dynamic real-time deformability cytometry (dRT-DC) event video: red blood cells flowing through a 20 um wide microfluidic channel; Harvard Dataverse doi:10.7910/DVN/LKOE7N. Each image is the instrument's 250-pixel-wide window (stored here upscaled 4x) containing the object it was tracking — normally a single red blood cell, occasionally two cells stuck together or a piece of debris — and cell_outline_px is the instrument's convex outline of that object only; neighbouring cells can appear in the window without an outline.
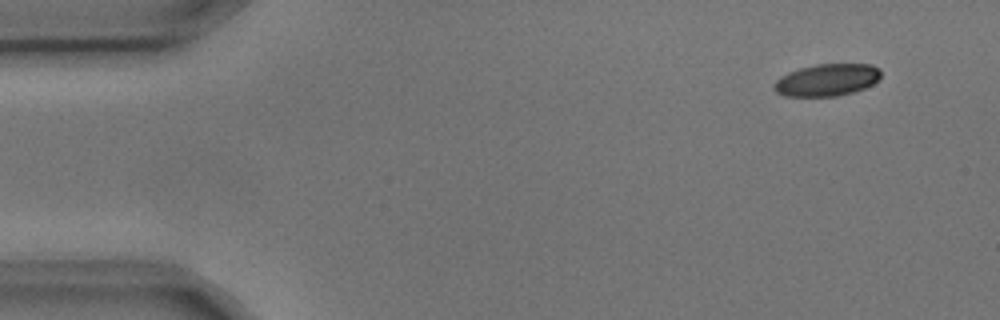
{"species": "common noctule bat (a hibernating species)", "species_latin": "Nyctalus noctula", "temperature_condition": "cold", "stored_images_in_passage": 4, "camera_frame_rate_fps": 3000, "um_per_image_px": 0.085, "animal": {"sex": "male", "body_mass_g": 17.9, "forearm_length_mm": 54.2}, "frame": {"image": 1, "passage_image": 1, "time_ms": 0.0, "image_size_px": [1000, 320], "cell_outline_px": [[880, 80], [864, 88], [852, 92], [836, 96], [784, 96], [776, 92], [772, 88], [772, 84], [780, 76], [788, 72], [800, 68], [816, 64], [872, 64], [880, 68]], "centroid_in_image_um": [70.27, 6.79], "position_along_channel_um": 14.7, "area_um2": 20.17}}
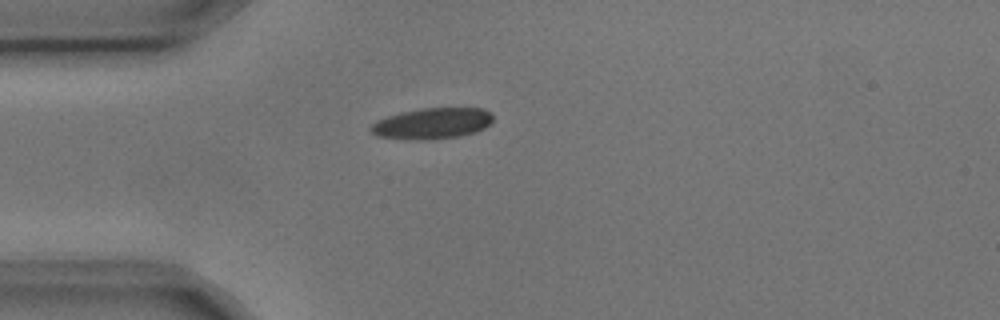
{"frame": {"image": 2, "passage_image": 4, "time_ms": 1.0, "image_size_px": [1000, 320], "cell_outline_px": [[492, 120], [484, 128], [476, 132], [460, 136], [428, 140], [404, 140], [376, 136], [368, 128], [372, 124], [388, 116], [400, 112], [424, 108], [484, 108], [492, 116]], "centroid_in_image_um": [36.71, 10.51], "position_along_channel_um": 48.3, "area_um2": 22.14}}